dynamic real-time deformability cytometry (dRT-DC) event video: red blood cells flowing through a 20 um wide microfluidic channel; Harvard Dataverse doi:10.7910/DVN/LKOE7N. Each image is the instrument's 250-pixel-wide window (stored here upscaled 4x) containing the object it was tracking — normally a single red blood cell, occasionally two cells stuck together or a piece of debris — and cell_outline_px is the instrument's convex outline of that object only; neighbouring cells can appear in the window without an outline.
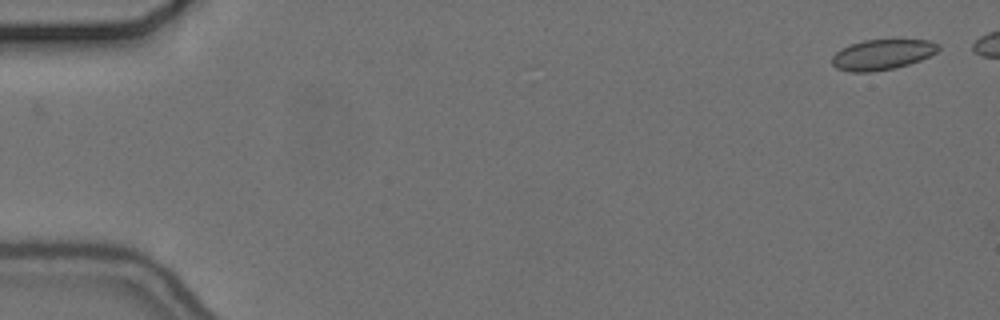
{"species": "common noctule bat (a hibernating species)", "species_latin": "Nyctalus noctula", "temperature_condition": "cold", "stored_images_in_passage": 48, "camera_frame_rate_fps": 3000, "um_per_image_px": 0.085, "animal": {"sex": "female", "body_mass_g": 24.6, "forearm_length_mm": 56.2}, "frame": {"image": 1, "passage_image": 1, "time_ms": 0.0, "image_size_px": [1000, 320], "cell_outline_px": [[940, 48], [936, 52], [920, 60], [908, 64], [892, 68], [872, 72], [848, 72], [836, 68], [832, 64], [832, 56], [836, 52], [852, 44], [864, 40], [928, 40], [940, 44]], "centroid_in_image_um": [74.98, 4.64], "position_along_channel_um": 10.0, "area_um2": 18.61}}
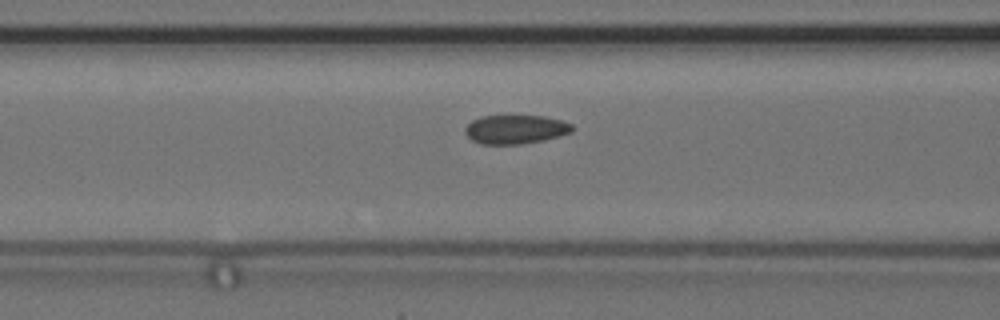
{"frame": {"image": 2, "passage_image": 22, "time_ms": 7.0, "image_size_px": [1000, 320], "cell_outline_px": [[576, 128], [572, 132], [560, 136], [544, 140], [520, 144], [480, 144], [472, 140], [464, 132], [464, 128], [472, 120], [480, 116], [544, 116], [560, 120], [572, 124]], "centroid_in_image_um": [43.83, 11.0], "position_along_channel_um": 122.8, "area_um2": 18.15}}
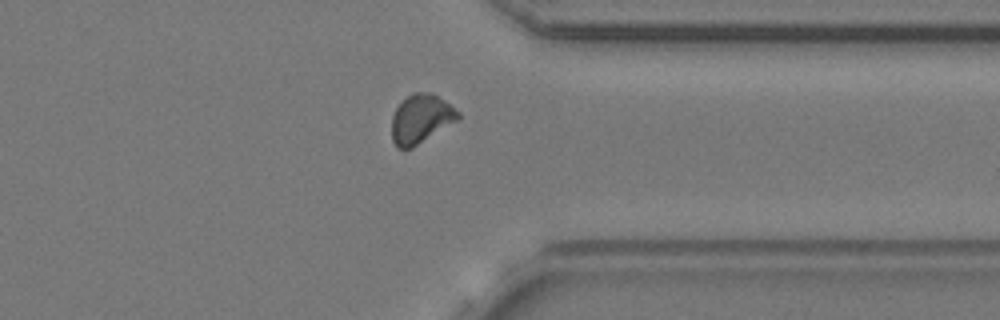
{"frame": {"image": 3, "passage_image": 43, "time_ms": 14.0, "image_size_px": [1000, 320], "cell_outline_px": [[460, 120], [412, 148], [396, 148], [392, 140], [392, 116], [396, 108], [412, 92], [432, 92], [444, 100], [460, 112]], "centroid_in_image_um": [35.8, 10.11], "position_along_channel_um": 375.6, "area_um2": 19.07}}